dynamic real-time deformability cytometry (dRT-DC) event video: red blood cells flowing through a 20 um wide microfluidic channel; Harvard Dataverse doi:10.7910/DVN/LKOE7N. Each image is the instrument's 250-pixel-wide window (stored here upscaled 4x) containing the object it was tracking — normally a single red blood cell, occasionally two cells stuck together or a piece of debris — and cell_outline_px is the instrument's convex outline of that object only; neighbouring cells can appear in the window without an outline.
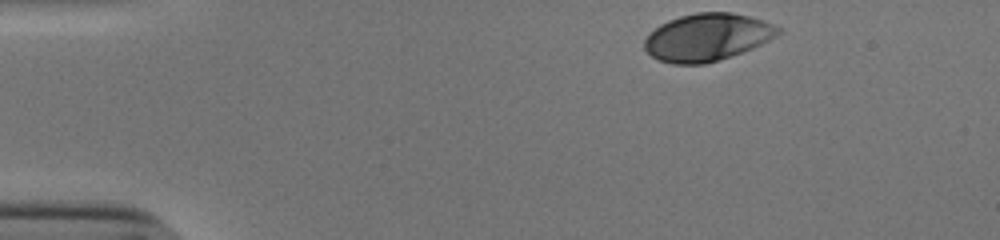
{"species": "human", "species_latin": "Homo sapiens", "temperature_condition": "cold", "stored_images_in_passage": 36, "camera_frame_rate_fps": 3000, "um_per_image_px": 0.085, "donor": {"sex": "male"}, "frame": {"image": 1, "passage_image": 1, "time_ms": 0.0, "image_size_px": [1000, 240], "cell_outline_px": [[784, 32], [752, 48], [704, 64], [672, 64], [660, 60], [652, 56], [644, 48], [644, 40], [660, 24], [668, 20], [680, 16], [696, 12], [732, 12], [748, 16], [772, 24], [780, 28]], "centroid_in_image_um": [60.1, 3.15], "position_along_channel_um": 24.9, "area_um2": 36.47}}
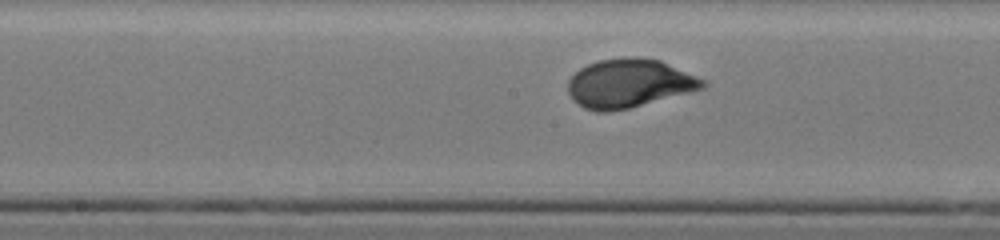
{"frame": {"image": 2, "passage_image": 21, "time_ms": 6.667, "image_size_px": [1000, 240], "cell_outline_px": [[708, 84], [704, 88], [628, 108], [604, 112], [600, 112], [584, 108], [572, 100], [568, 92], [568, 80], [580, 68], [588, 64], [600, 60], [628, 56], [636, 56], [660, 60], [708, 80]], "centroid_in_image_um": [53.49, 7.07], "position_along_channel_um": 194.7, "area_um2": 38.21}}
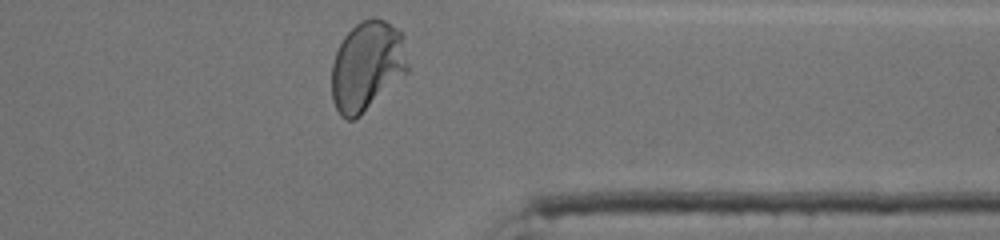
{"frame": {"image": 3, "passage_image": 36, "time_ms": 11.667, "image_size_px": [1000, 240], "cell_outline_px": [[408, 72], [360, 116], [352, 120], [348, 120], [340, 116], [332, 100], [332, 64], [336, 52], [344, 36], [356, 24], [364, 20], [384, 20], [396, 28], [404, 36], [408, 64]], "centroid_in_image_um": [31.2, 5.65], "position_along_channel_um": 380.2, "area_um2": 39.59}, "authors_computed_cell_mechanics": {"area_um2": 36.8475, "velocity_mm_per_s": 3.8221, "shape_relaxation_time_tau1_ms": 2.7073, "shape_relaxation_time_tau2_ms": null, "deformation_change_tau1": 0.1699, "deformation_change_tau2": null}}